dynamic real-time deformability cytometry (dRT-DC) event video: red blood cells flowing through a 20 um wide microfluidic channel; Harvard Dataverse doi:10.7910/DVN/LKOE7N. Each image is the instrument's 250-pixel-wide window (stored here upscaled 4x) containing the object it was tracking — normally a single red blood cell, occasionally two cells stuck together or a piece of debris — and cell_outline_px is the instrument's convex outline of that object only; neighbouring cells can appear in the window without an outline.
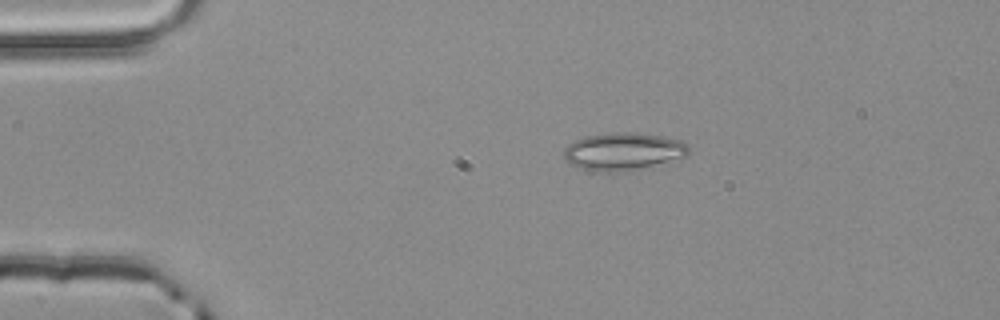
{"species": "common noctule bat (a hibernating species)", "species_latin": "Nyctalus noctula", "temperature_condition": "room temperature", "stored_images_in_passage": 2, "camera_frame_rate_fps": 3000, "um_per_image_px": 0.085, "animal": {"sex": "male", "body_mass_g": 20.4}, "frame": {"image": 1, "passage_image": 1, "time_ms": 0.0, "image_size_px": [1000, 320], "cell_outline_px": [[688, 156], [628, 172], [596, 172], [580, 168], [568, 164], [564, 156], [564, 148], [568, 144], [584, 136], [616, 132], [636, 132], [664, 136], [680, 140], [688, 144]], "centroid_in_image_um": [52.97, 12.88], "position_along_channel_um": 32.0, "area_um2": 27.8}}